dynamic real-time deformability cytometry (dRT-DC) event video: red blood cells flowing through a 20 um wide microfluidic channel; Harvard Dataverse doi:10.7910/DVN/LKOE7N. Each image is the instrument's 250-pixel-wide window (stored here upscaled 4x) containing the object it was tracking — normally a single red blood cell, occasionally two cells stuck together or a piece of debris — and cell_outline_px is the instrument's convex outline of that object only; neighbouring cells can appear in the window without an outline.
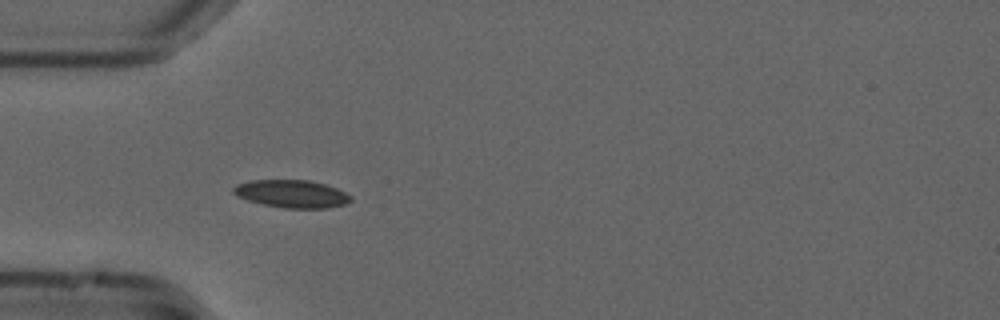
{"species": "common noctule bat (a hibernating species)", "species_latin": "Nyctalus noctula", "temperature_condition": "cold", "stored_images_in_passage": 39, "camera_frame_rate_fps": 3000, "um_per_image_px": 0.085, "animal": {"sex": "male", "forearm_length_mm": 52.5}, "frame": {"image": 1, "passage_image": 1, "time_ms": 0.0, "image_size_px": [1000, 320], "cell_outline_px": [[352, 200], [344, 204], [324, 208], [288, 208], [264, 204], [248, 200], [232, 192], [232, 188], [240, 184], [252, 180], [308, 180], [324, 184], [336, 188], [352, 196]], "centroid_in_image_um": [24.83, 16.47], "position_along_channel_um": 60.2, "area_um2": 18.55}}
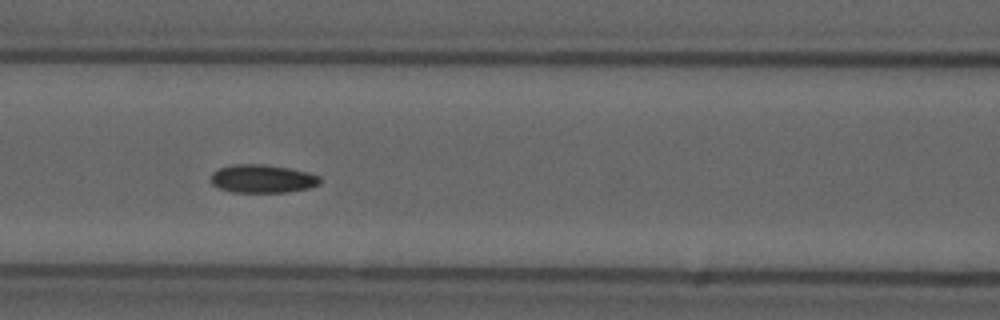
{"frame": {"image": 2, "passage_image": 8, "time_ms": 2.333, "image_size_px": [1000, 320], "cell_outline_px": [[320, 180], [316, 184], [308, 188], [284, 192], [236, 192], [220, 188], [212, 184], [212, 172], [220, 168], [236, 164], [260, 164], [288, 168], [320, 176]], "centroid_in_image_um": [22.27, 15.19], "position_along_channel_um": 144.3, "area_um2": 17.46}}
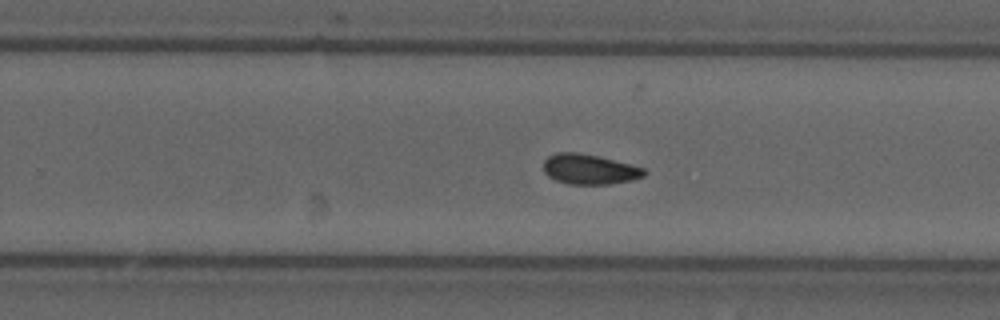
{"frame": {"image": 3, "passage_image": 19, "time_ms": 6.0, "image_size_px": [1000, 320], "cell_outline_px": [[644, 176], [632, 180], [608, 184], [572, 184], [556, 180], [548, 176], [544, 172], [544, 160], [548, 156], [556, 152], [572, 152], [596, 156], [644, 168]], "centroid_in_image_um": [50.05, 14.39], "position_along_channel_um": 279.7, "area_um2": 17.28}, "authors_computed_cell_mechanics": {"area_um2": 16.8198, "velocity_mm_per_s": 3.7004, "shape_relaxation_time_tau1_ms": null, "shape_relaxation_time_tau2_ms": 3.6583, "deformation_change_tau1": null, "deformation_change_tau2": 0.0827}}